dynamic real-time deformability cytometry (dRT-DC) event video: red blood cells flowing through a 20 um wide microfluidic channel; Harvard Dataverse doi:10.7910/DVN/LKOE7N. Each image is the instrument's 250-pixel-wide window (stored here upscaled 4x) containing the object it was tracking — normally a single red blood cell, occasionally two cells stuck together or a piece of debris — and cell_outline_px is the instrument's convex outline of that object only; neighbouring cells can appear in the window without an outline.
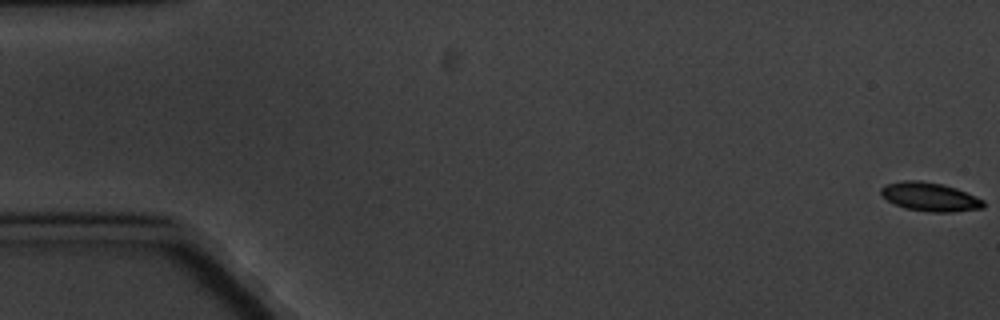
{"species": "common noctule bat (a hibernating species)", "species_latin": "Nyctalus noctula", "temperature_condition": "cold", "stored_images_in_passage": 5, "camera_frame_rate_fps": 3000, "um_per_image_px": 0.085, "animal": {"sex": "male", "body_mass_g": 20.1, "forearm_length_mm": 53.5}, "frame": {"image": 1, "passage_image": 1, "time_ms": 0.0, "image_size_px": [1000, 320], "cell_outline_px": [[984, 208], [952, 212], [928, 212], [904, 208], [888, 200], [880, 192], [880, 188], [888, 184], [904, 180], [920, 180], [944, 184], [956, 188], [976, 196], [984, 200]], "centroid_in_image_um": [79.07, 16.73], "position_along_channel_um": 5.9, "area_um2": 17.17}}
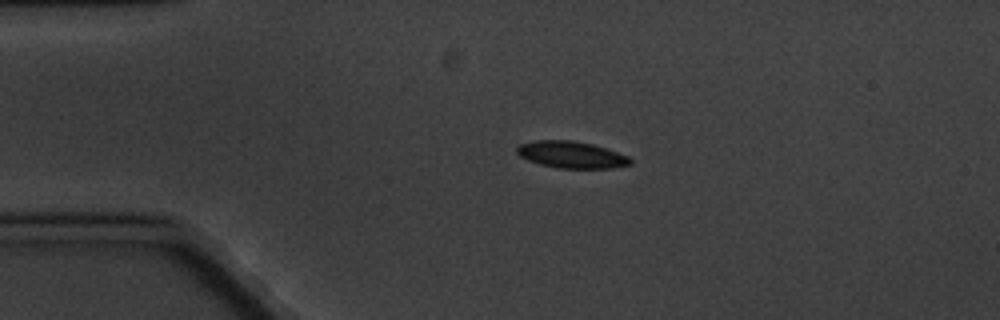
{"frame": {"image": 2, "passage_image": 4, "time_ms": 4.333, "image_size_px": [1000, 320], "cell_outline_px": [[632, 164], [612, 168], [556, 168], [540, 164], [528, 160], [520, 156], [516, 152], [516, 148], [520, 144], [536, 140], [572, 140], [592, 144], [628, 156], [632, 160]], "centroid_in_image_um": [48.55, 13.15], "position_along_channel_um": 36.4, "area_um2": 17.63}}